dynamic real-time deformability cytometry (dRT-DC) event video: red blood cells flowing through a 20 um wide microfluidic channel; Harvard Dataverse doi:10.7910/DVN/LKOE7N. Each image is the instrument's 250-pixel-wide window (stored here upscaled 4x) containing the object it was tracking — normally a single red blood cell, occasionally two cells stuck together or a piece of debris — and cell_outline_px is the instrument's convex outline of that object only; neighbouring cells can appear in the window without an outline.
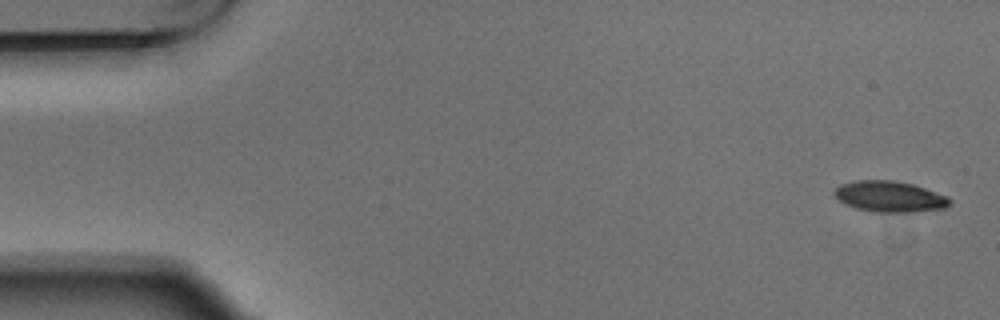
{"species": "Egyptian fruit bat (a non-hibernating species)", "species_latin": "Rousettus aegyptiacus", "temperature_condition": "warm", "stored_images_in_passage": 4, "camera_frame_rate_fps": 3000, "um_per_image_px": 0.085, "animal": {"sex": "male"}, "frame": {"image": 1, "passage_image": 1, "time_ms": 0.0, "image_size_px": [1000, 320], "cell_outline_px": [[952, 204], [944, 208], [912, 212], [872, 212], [856, 208], [840, 200], [832, 192], [840, 184], [856, 180], [892, 180], [912, 184], [948, 196], [952, 200]], "centroid_in_image_um": [75.64, 16.71], "position_along_channel_um": 9.4, "area_um2": 20.75}}
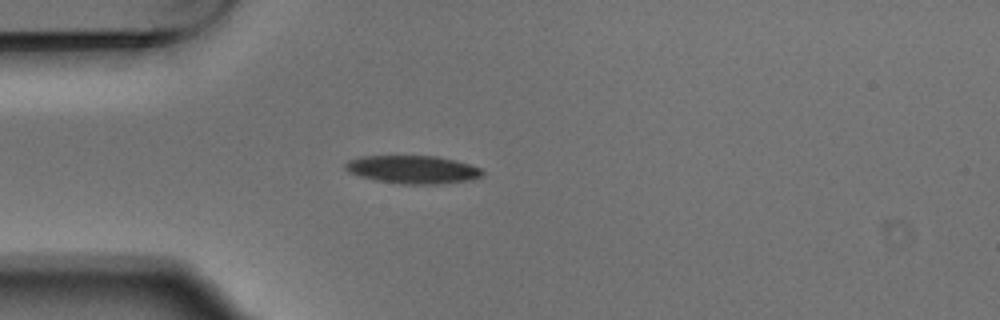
{"frame": {"image": 2, "passage_image": 4, "time_ms": 1.0, "image_size_px": [1000, 320], "cell_outline_px": [[484, 172], [480, 176], [472, 180], [436, 184], [404, 184], [376, 180], [360, 176], [348, 172], [344, 168], [344, 164], [348, 160], [360, 156], [436, 156], [456, 160], [480, 168]], "centroid_in_image_um": [35.06, 14.4], "position_along_channel_um": 49.9, "area_um2": 22.37}}